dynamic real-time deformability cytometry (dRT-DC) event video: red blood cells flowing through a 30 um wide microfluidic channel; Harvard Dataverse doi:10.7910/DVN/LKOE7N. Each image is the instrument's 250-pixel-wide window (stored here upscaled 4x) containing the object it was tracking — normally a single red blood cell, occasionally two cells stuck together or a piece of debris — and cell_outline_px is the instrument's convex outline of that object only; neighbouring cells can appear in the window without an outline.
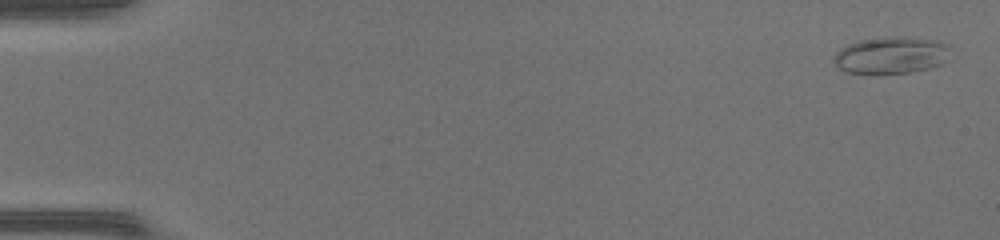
{"species": "common noctule bat (a hibernating species)", "species_latin": "Nyctalus noctula", "temperature_condition": "warm", "stored_images_in_passage": 11, "camera_frame_rate_fps": 3000, "um_per_image_px": 0.085, "animal": {"sex": "female", "body_mass_g": 17.0, "forearm_length_mm": 48.0}, "frame": {"image": 1, "passage_image": 2, "time_ms": 0.333, "image_size_px": [1000, 240], "cell_outline_px": [[952, 60], [928, 68], [912, 72], [844, 72], [832, 60], [836, 52], [840, 48], [848, 44], [860, 40], [884, 36], [904, 36], [940, 40], [952, 48]], "centroid_in_image_um": [75.85, 4.65], "position_along_channel_um": 9.2, "area_um2": 25.43}}